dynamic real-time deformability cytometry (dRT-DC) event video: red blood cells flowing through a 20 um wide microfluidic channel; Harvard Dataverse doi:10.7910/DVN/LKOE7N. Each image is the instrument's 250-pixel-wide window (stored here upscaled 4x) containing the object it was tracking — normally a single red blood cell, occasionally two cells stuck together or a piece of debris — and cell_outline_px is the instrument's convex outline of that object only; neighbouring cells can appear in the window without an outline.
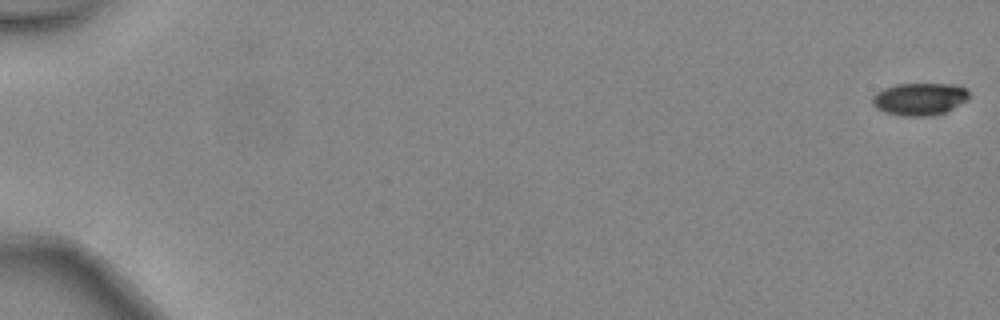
{"species": "common noctule bat (a hibernating species)", "species_latin": "Nyctalus noctula", "temperature_condition": "warm", "stored_images_in_passage": 45, "camera_frame_rate_fps": 3000, "um_per_image_px": 0.085, "animal": {"sex": "female", "body_mass_g": 24.6, "forearm_length_mm": 56.2}, "frame": {"image": 1, "passage_image": 1, "time_ms": 0.0, "image_size_px": [1000, 320], "cell_outline_px": [[968, 100], [944, 112], [932, 116], [900, 116], [884, 112], [876, 108], [872, 104], [872, 96], [876, 92], [884, 88], [896, 84], [952, 84], [968, 88]], "centroid_in_image_um": [78.14, 8.42], "position_along_channel_um": 6.9, "area_um2": 18.38}}
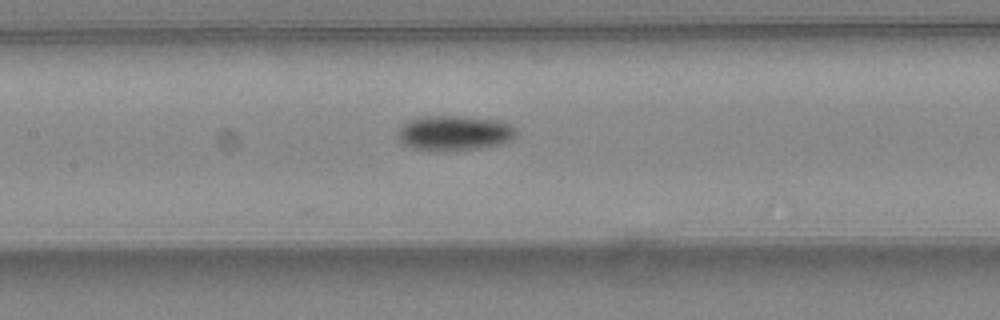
{"frame": {"image": 2, "passage_image": 25, "time_ms": 8.0, "image_size_px": [1000, 320], "cell_outline_px": [[520, 128], [516, 136], [500, 144], [476, 148], [412, 148], [404, 144], [400, 140], [400, 128], [408, 120], [420, 116], [464, 116], [500, 120]], "centroid_in_image_um": [38.71, 11.24], "position_along_channel_um": 168.7, "area_um2": 23.41}}
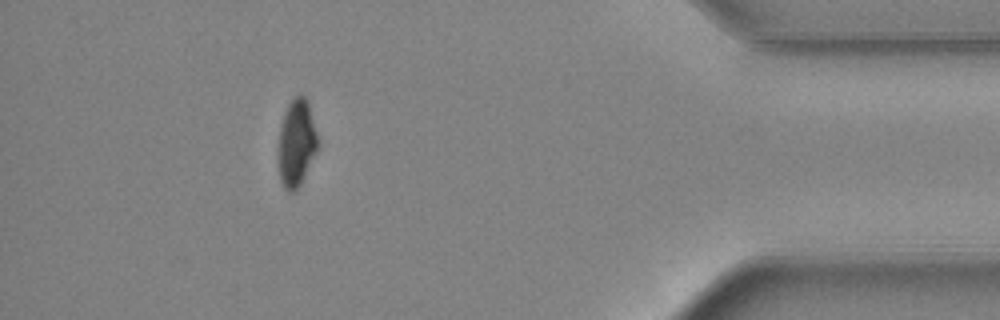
{"frame": {"image": 3, "passage_image": 44, "time_ms": 14.333, "image_size_px": [1000, 320], "cell_outline_px": [[320, 144], [300, 184], [292, 192], [288, 192], [284, 188], [280, 180], [276, 156], [276, 148], [280, 124], [284, 112], [292, 96], [300, 92], [308, 100]], "centroid_in_image_um": [25.16, 12.1], "position_along_channel_um": 410.0, "area_um2": 20.87}}